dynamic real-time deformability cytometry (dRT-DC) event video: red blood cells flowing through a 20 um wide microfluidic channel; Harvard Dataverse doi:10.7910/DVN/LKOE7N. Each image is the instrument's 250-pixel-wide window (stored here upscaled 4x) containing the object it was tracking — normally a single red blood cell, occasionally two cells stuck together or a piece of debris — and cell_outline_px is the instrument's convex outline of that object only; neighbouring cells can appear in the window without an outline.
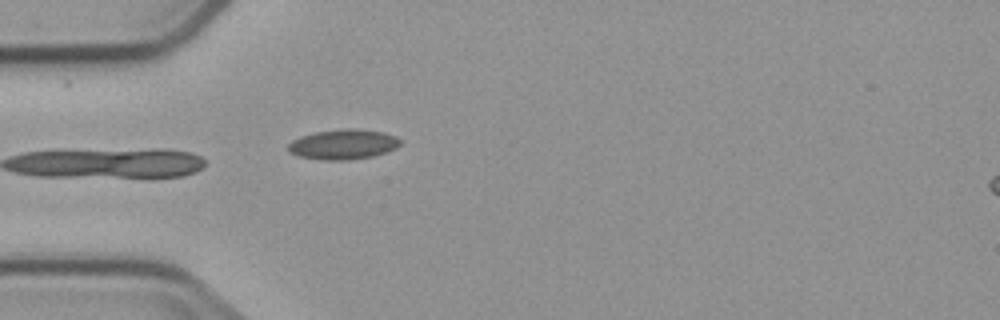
{"species": "common noctule bat (a hibernating species)", "species_latin": "Nyctalus noctula", "temperature_condition": "cold", "stored_images_in_passage": 3, "camera_frame_rate_fps": 3000, "um_per_image_px": 0.085, "animal": {"sex": "male", "body_mass_g": 23.1, "forearm_length_mm": 52.7}, "frame": {"image": 1, "passage_image": 3, "time_ms": 3.667, "image_size_px": [1000, 320], "cell_outline_px": [[400, 144], [396, 148], [372, 156], [348, 160], [324, 160], [300, 156], [288, 152], [288, 144], [292, 140], [300, 136], [316, 132], [344, 128], [356, 128], [384, 132], [396, 136], [400, 140]], "centroid_in_image_um": [29.16, 12.26], "position_along_channel_um": 55.8, "area_um2": 19.59}}